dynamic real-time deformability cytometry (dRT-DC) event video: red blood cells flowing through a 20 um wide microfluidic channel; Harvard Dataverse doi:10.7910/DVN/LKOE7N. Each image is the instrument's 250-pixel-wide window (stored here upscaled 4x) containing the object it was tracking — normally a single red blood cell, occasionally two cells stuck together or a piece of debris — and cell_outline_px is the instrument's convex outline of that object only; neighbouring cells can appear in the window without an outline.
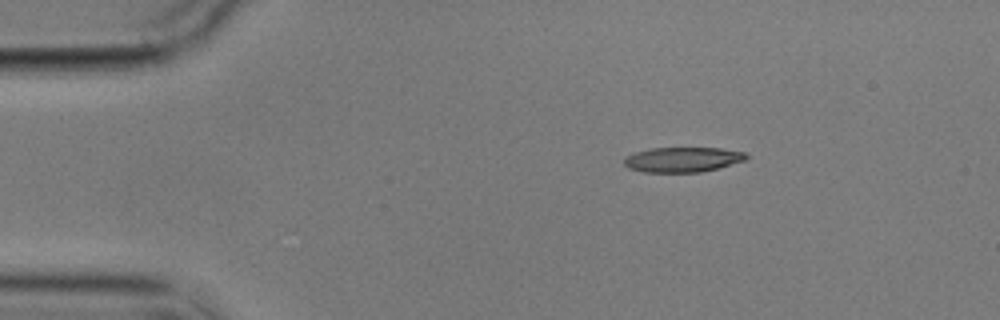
{"species": "common noctule bat (a hibernating species)", "species_latin": "Nyctalus noctula", "temperature_condition": "cold", "stored_images_in_passage": 4, "segment_of_instrument_passage": [1, 2], "camera_frame_rate_fps": 3000, "um_per_image_px": 0.085, "animal": {"sex": "male", "body_mass_g": 17.9}, "frame": {"image": 1, "passage_image": 1, "time_ms": 0.0, "image_size_px": [1000, 320], "cell_outline_px": [[748, 160], [720, 168], [700, 172], [644, 172], [628, 168], [624, 164], [624, 160], [628, 156], [636, 152], [652, 148], [720, 148], [748, 152]], "centroid_in_image_um": [58.11, 13.56], "position_along_channel_um": 26.9, "area_um2": 17.92}}